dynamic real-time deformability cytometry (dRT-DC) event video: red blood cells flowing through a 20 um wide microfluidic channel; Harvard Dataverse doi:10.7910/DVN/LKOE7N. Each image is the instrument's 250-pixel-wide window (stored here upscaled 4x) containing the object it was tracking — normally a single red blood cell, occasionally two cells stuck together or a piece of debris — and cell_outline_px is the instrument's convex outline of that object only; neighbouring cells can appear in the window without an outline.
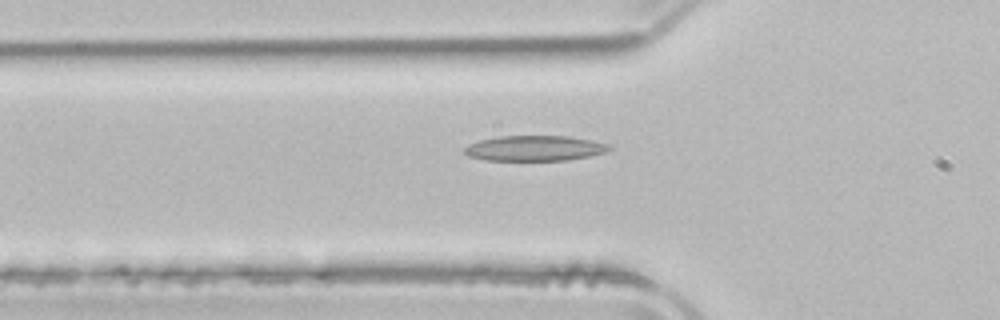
{"species": "common noctule bat (a hibernating species)", "species_latin": "Nyctalus noctula", "temperature_condition": "room temperature", "stored_images_in_passage": 48, "camera_frame_rate_fps": 3000, "um_per_image_px": 0.085, "animal": {"sex": "male", "body_mass_g": 21.5, "forearm_length_mm": 52.0}, "frame": {"image": 1, "passage_image": 17, "time_ms": 5.333, "image_size_px": [1000, 320], "cell_outline_px": [[612, 148], [604, 152], [592, 156], [568, 160], [484, 160], [468, 156], [464, 152], [464, 148], [468, 144], [480, 140], [500, 136], [568, 136], [592, 140], [608, 144]], "centroid_in_image_um": [45.44, 12.6], "position_along_channel_um": 80.4, "area_um2": 21.39}}
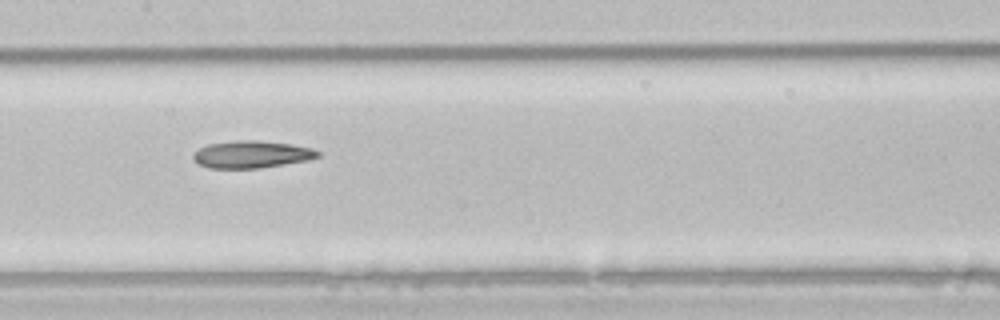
{"frame": {"image": 2, "passage_image": 25, "time_ms": 8.0, "image_size_px": [1000, 320], "cell_outline_px": [[320, 156], [308, 160], [260, 168], [208, 168], [200, 164], [192, 156], [200, 148], [208, 144], [236, 140], [260, 140], [292, 144], [312, 148], [320, 152]], "centroid_in_image_um": [21.42, 13.11], "position_along_channel_um": 186.0, "area_um2": 19.71}}
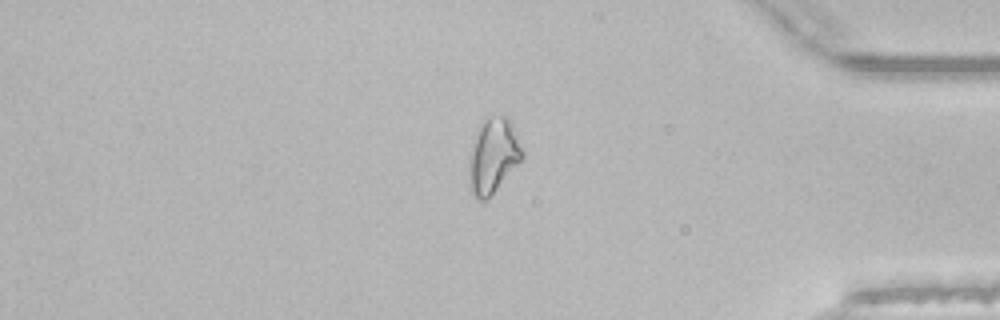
{"frame": {"image": 3, "passage_image": 43, "time_ms": 14.0, "image_size_px": [1000, 320], "cell_outline_px": [[524, 156], [496, 188], [484, 200], [476, 200], [472, 196], [468, 188], [468, 160], [480, 124], [484, 116], [508, 116], [512, 124], [524, 152]], "centroid_in_image_um": [41.88, 13.23], "position_along_channel_um": 393.3, "area_um2": 23.12}}